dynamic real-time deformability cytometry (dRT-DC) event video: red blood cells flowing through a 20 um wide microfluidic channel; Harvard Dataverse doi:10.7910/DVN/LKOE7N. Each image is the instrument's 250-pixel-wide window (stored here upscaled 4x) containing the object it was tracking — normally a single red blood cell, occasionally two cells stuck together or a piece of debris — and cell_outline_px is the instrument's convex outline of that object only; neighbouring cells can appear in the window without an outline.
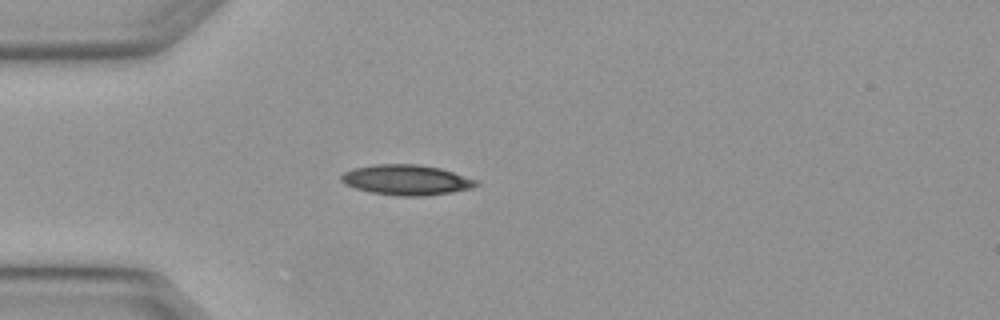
{"species": "Egyptian fruit bat (a non-hibernating species)", "species_latin": "Rousettus aegyptiacus", "temperature_condition": "warm", "stored_images_in_passage": 2, "camera_frame_rate_fps": 3000, "um_per_image_px": 0.085, "animal": {"sex": "female"}, "frame": {"image": 1, "passage_image": 2, "time_ms": 0.333, "image_size_px": [1000, 320], "cell_outline_px": [[480, 184], [472, 188], [452, 192], [424, 196], [400, 196], [372, 192], [356, 188], [344, 184], [340, 180], [340, 176], [344, 172], [352, 168], [376, 164], [416, 164], [440, 168], [476, 180]], "centroid_in_image_um": [34.52, 15.29], "position_along_channel_um": 50.5, "area_um2": 23.7}}